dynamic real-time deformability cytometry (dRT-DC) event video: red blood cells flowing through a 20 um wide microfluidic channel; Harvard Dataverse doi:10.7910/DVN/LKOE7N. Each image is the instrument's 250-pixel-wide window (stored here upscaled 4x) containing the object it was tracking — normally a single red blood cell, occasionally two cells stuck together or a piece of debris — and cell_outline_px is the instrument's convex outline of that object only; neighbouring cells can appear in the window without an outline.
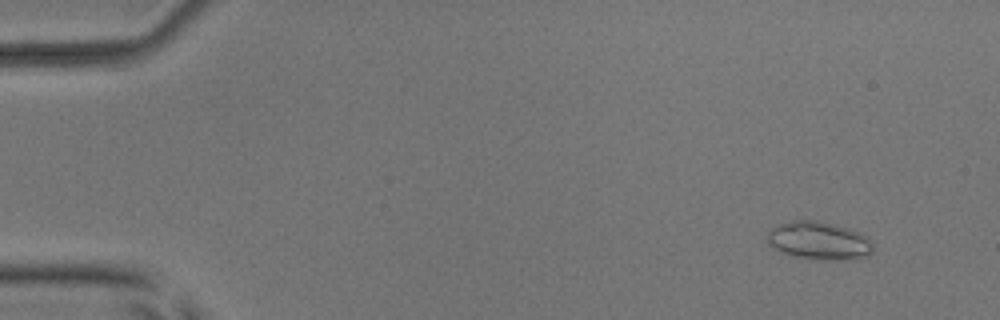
{"species": "common noctule bat (a hibernating species)", "species_latin": "Nyctalus noctula", "temperature_condition": "room temperature", "stored_images_in_passage": 54, "camera_frame_rate_fps": 3000, "um_per_image_px": 0.085, "animal": {"sex": "male", "body_mass_g": 17.9, "forearm_length_mm": 54.2}, "frame": {"image": 1, "passage_image": 5, "time_ms": 1.333, "image_size_px": [1000, 320], "cell_outline_px": [[872, 252], [868, 256], [844, 260], [824, 260], [792, 256], [780, 252], [768, 244], [768, 232], [772, 228], [780, 224], [792, 220], [816, 220], [836, 224], [860, 232], [868, 236], [872, 244]], "centroid_in_image_um": [69.62, 20.46], "position_along_channel_um": 15.4, "area_um2": 23.64}}
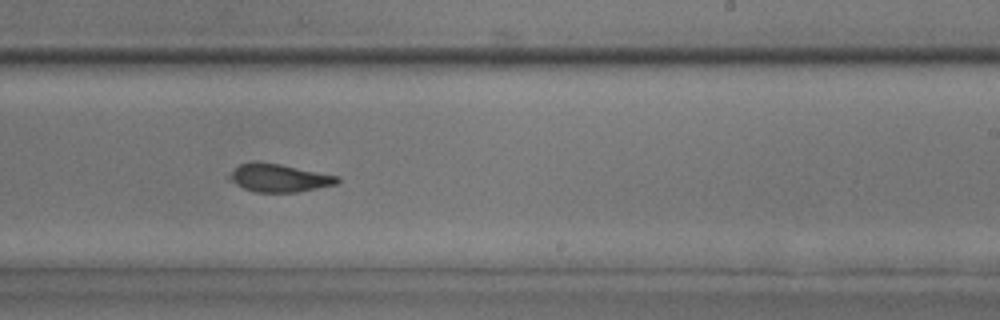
{"frame": {"image": 2, "passage_image": 34, "time_ms": 11.0, "image_size_px": [1000, 320], "cell_outline_px": [[340, 180], [336, 184], [296, 192], [256, 192], [244, 188], [228, 180], [224, 176], [240, 164], [252, 160], [256, 160], [280, 164], [340, 176]], "centroid_in_image_um": [23.64, 15.1], "position_along_channel_um": 265.4, "area_um2": 17.86}}
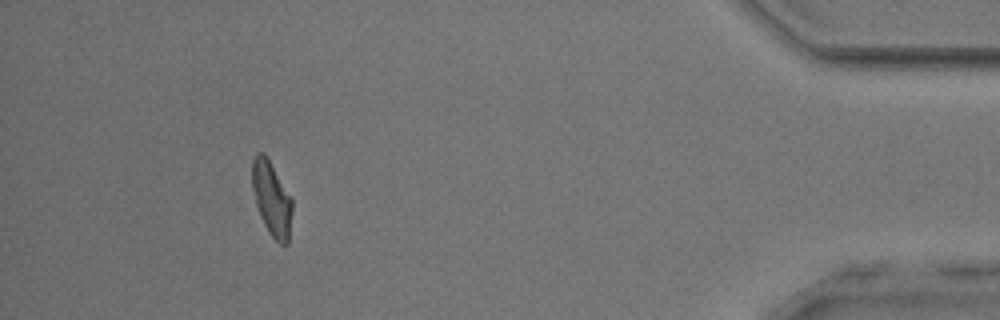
{"frame": {"image": 3, "passage_image": 50, "time_ms": 16.333, "image_size_px": [1000, 320], "cell_outline_px": [[292, 212], [288, 244], [280, 244], [268, 232], [260, 216], [256, 204], [252, 188], [252, 160], [256, 152], [260, 152], [268, 160], [292, 196]], "centroid_in_image_um": [23.1, 16.91], "position_along_channel_um": 412.1, "area_um2": 17.22}, "authors_computed_cell_mechanics": {"area_um2": 18.5249, "velocity_mm_per_s": 3.8328, "shape_relaxation_time_tau1_ms": null, "shape_relaxation_time_tau2_ms": 2.8926, "deformation_change_tau1": null, "deformation_change_tau2": 0.0777}}